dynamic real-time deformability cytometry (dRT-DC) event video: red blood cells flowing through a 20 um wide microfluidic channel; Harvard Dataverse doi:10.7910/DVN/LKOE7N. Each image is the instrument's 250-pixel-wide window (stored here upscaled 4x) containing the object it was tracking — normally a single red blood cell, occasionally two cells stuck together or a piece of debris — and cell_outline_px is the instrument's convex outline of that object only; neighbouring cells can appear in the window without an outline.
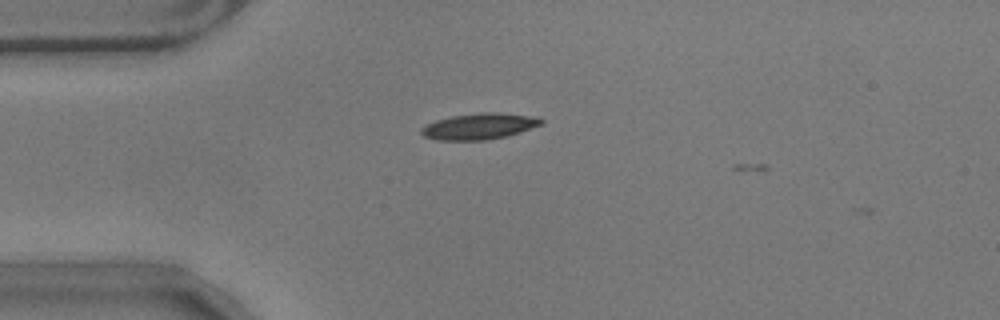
{"species": "common noctule bat (a hibernating species)", "species_latin": "Nyctalus noctula", "temperature_condition": "warm", "stored_images_in_passage": 4, "camera_frame_rate_fps": 3000, "um_per_image_px": 0.085, "animal": {"sex": "male", "body_mass_g": 17.9}, "frame": {"image": 1, "passage_image": 3, "time_ms": 0.667, "image_size_px": [1000, 320], "cell_outline_px": [[544, 124], [520, 132], [504, 136], [484, 140], [436, 140], [424, 136], [420, 132], [420, 128], [436, 120], [452, 116], [480, 112], [500, 112], [528, 116], [544, 120]], "centroid_in_image_um": [40.71, 10.73], "position_along_channel_um": 44.3, "area_um2": 18.09}}